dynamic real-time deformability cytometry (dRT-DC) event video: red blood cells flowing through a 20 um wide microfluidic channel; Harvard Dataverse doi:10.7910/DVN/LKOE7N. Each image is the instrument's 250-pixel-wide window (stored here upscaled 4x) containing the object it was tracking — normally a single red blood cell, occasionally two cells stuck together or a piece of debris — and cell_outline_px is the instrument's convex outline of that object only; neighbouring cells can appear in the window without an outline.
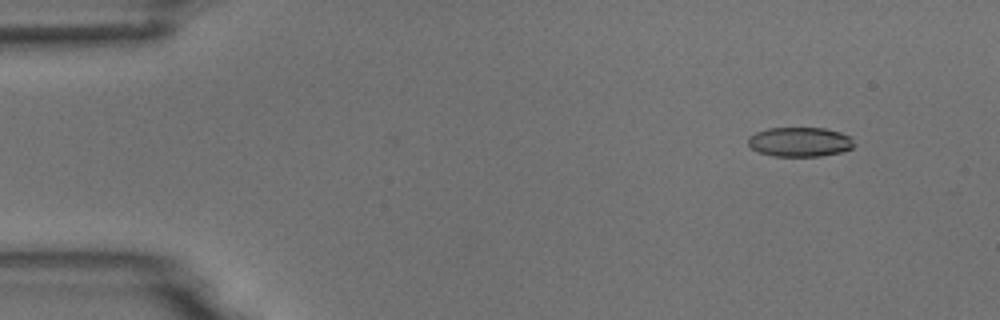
{"species": "common noctule bat (a hibernating species)", "species_latin": "Nyctalus noctula", "temperature_condition": "room temperature", "stored_images_in_passage": 2, "camera_frame_rate_fps": 3000, "um_per_image_px": 0.085, "animal": {"sex": "male", "body_mass_g": 18.8}, "frame": {"image": 1, "passage_image": 2, "time_ms": 2.0, "image_size_px": [1000, 320], "cell_outline_px": [[856, 144], [852, 148], [840, 152], [820, 156], [772, 156], [760, 152], [752, 148], [748, 144], [748, 136], [756, 132], [768, 128], [824, 128], [840, 132], [852, 136]], "centroid_in_image_um": [68.01, 12.06], "position_along_channel_um": 17.0, "area_um2": 18.32}}